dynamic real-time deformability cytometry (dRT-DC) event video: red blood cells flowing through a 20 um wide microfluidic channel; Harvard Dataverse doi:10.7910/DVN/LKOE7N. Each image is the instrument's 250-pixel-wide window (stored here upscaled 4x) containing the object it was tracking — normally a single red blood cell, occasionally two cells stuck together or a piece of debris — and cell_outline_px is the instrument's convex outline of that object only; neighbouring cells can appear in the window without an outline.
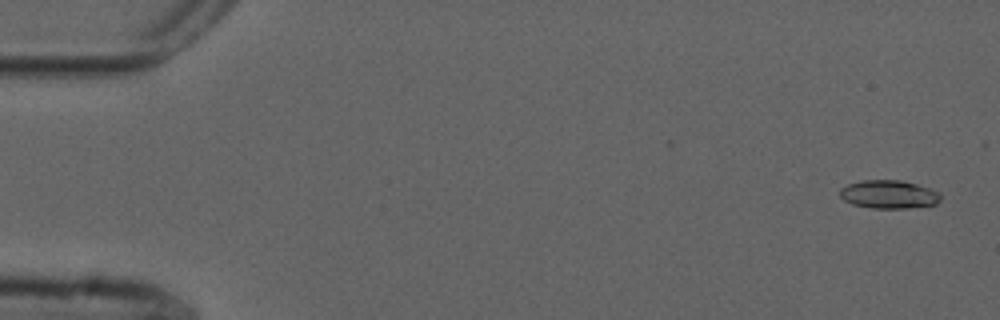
{"species": "common noctule bat (a hibernating species)", "species_latin": "Nyctalus noctula", "temperature_condition": "cold", "stored_images_in_passage": 55, "camera_frame_rate_fps": 3000, "um_per_image_px": 0.085, "animal": {"sex": "male", "forearm_length_mm": 52.5}, "frame": {"image": 1, "passage_image": 2, "time_ms": 0.333, "image_size_px": [1000, 320], "cell_outline_px": [[940, 200], [936, 204], [904, 208], [872, 208], [852, 204], [844, 200], [840, 196], [840, 188], [848, 184], [860, 180], [900, 180], [916, 184], [940, 192]], "centroid_in_image_um": [75.52, 16.51], "position_along_channel_um": 9.5, "area_um2": 16.53}}
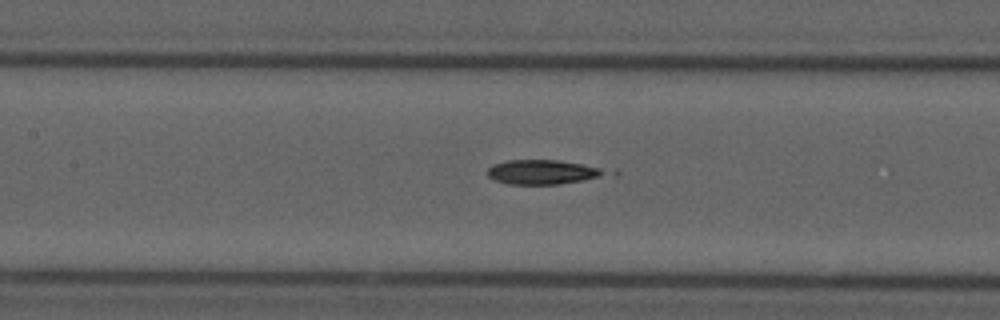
{"frame": {"image": 2, "passage_image": 25, "time_ms": 8.0, "image_size_px": [1000, 320], "cell_outline_px": [[620, 172], [616, 176], [556, 184], [508, 184], [496, 180], [488, 176], [488, 168], [492, 164], [508, 160], [556, 160], [616, 168]], "centroid_in_image_um": [46.49, 14.62], "position_along_channel_um": 160.9, "area_um2": 17.92}}
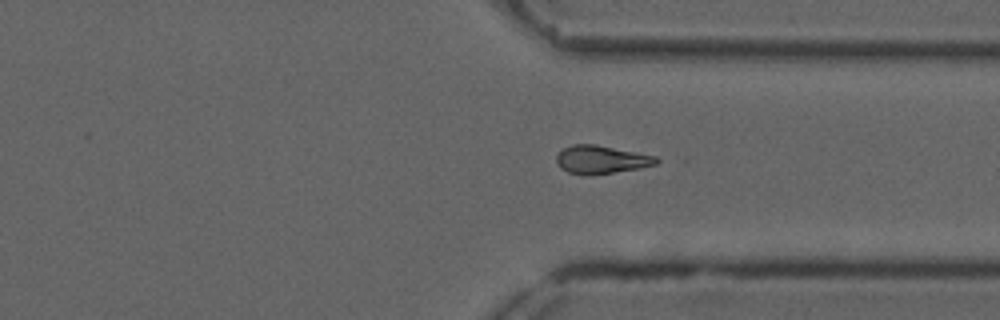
{"frame": {"image": 3, "passage_image": 41, "time_ms": 13.333, "image_size_px": [1000, 320], "cell_outline_px": [[660, 160], [656, 164], [640, 168], [612, 172], [568, 172], [560, 168], [556, 164], [556, 156], [564, 148], [572, 144], [596, 144], [656, 156]], "centroid_in_image_um": [51.12, 13.52], "position_along_channel_um": 360.3, "area_um2": 15.78}}